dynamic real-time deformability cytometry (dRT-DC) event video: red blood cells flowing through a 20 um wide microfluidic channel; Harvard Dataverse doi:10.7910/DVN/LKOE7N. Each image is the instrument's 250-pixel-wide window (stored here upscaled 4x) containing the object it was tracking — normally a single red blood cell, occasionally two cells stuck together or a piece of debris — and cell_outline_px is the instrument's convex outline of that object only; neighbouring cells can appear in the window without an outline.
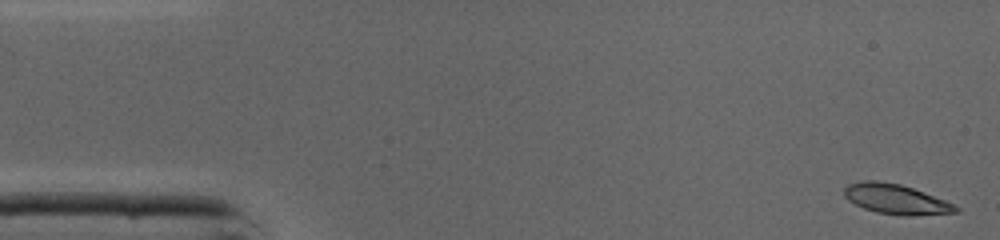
{"species": "common noctule bat (a hibernating species)", "species_latin": "Nyctalus noctula", "temperature_condition": "cold", "stored_images_in_passage": 46, "camera_frame_rate_fps": 3000, "um_per_image_px": 0.085, "animal": {"sex": "male", "body_mass_g": 19.0, "forearm_length_mm": 50.8}, "frame": {"image": 1, "passage_image": 1, "time_ms": 0.0, "image_size_px": [1000, 240], "cell_outline_px": [[960, 212], [908, 216], [900, 216], [876, 212], [864, 208], [848, 200], [844, 196], [844, 188], [848, 184], [864, 180], [876, 180], [900, 184], [912, 188], [944, 200], [960, 208]], "centroid_in_image_um": [76.13, 16.93], "position_along_channel_um": 8.9, "area_um2": 19.36}}
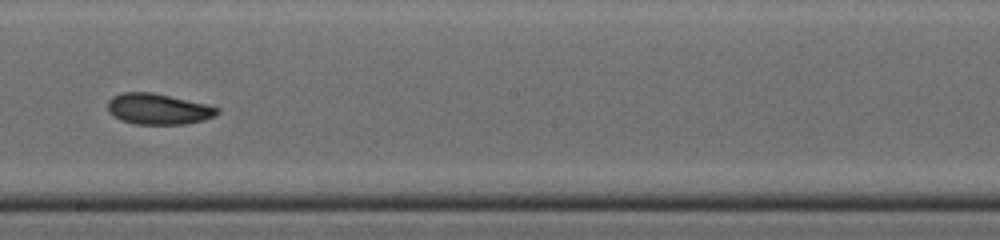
{"frame": {"image": 2, "passage_image": 25, "time_ms": 8.0, "image_size_px": [1000, 240], "cell_outline_px": [[220, 112], [216, 116], [204, 120], [184, 124], [136, 124], [120, 120], [112, 116], [108, 112], [108, 100], [112, 96], [124, 92], [152, 92], [204, 104], [220, 108]], "centroid_in_image_um": [13.42, 9.27], "position_along_channel_um": 234.8, "area_um2": 19.71}}
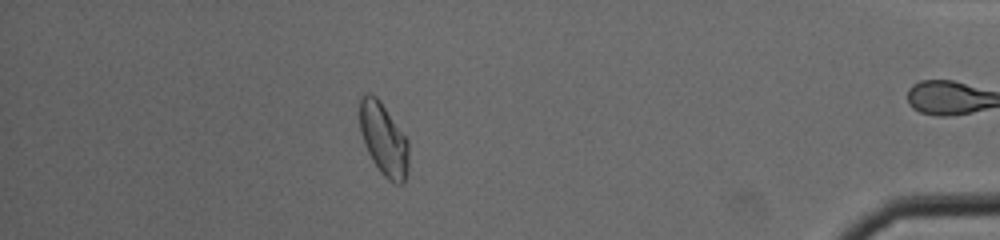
{"frame": {"image": 3, "passage_image": 40, "time_ms": 13.0, "image_size_px": [1000, 240], "cell_outline_px": [[408, 172], [404, 184], [396, 184], [388, 180], [380, 172], [372, 160], [364, 144], [360, 132], [360, 100], [368, 92], [376, 96], [380, 100], [408, 140]], "centroid_in_image_um": [32.62, 11.87], "position_along_channel_um": 402.6, "area_um2": 20.75}, "authors_computed_cell_mechanics": {"area_um2": 19.8832, "velocity_mm_per_s": 4.326, "shape_relaxation_time_tau1_ms": 3.6269, "shape_relaxation_time_tau2_ms": 3.4204, "deformation_change_tau1": 0.1115, "deformation_change_tau2": 0.0766}}